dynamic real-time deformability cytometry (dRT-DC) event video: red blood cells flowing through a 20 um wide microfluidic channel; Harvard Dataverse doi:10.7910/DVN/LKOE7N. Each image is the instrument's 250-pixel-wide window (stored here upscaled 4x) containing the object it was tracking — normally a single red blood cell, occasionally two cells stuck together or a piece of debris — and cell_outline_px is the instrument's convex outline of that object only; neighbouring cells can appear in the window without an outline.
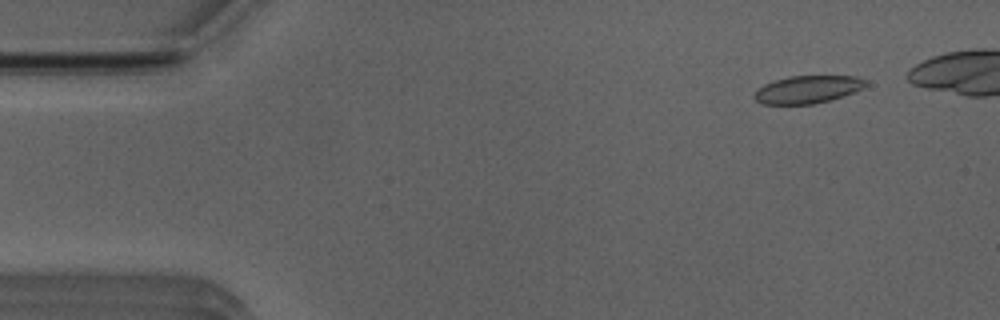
{"species": "Egyptian fruit bat (a non-hibernating species)", "species_latin": "Rousettus aegyptiacus", "temperature_condition": "room temperature", "stored_images_in_passage": 45, "camera_frame_rate_fps": 3000, "um_per_image_px": 0.085, "animal": {"sex": "male"}, "frame": {"image": 1, "passage_image": 5, "time_ms": 1.333, "image_size_px": [1000, 320], "cell_outline_px": [[868, 84], [852, 92], [828, 100], [812, 104], [760, 104], [752, 96], [756, 88], [772, 80], [788, 76], [856, 76], [864, 80]], "centroid_in_image_um": [68.53, 7.59], "position_along_channel_um": 16.5, "area_um2": 17.86}}
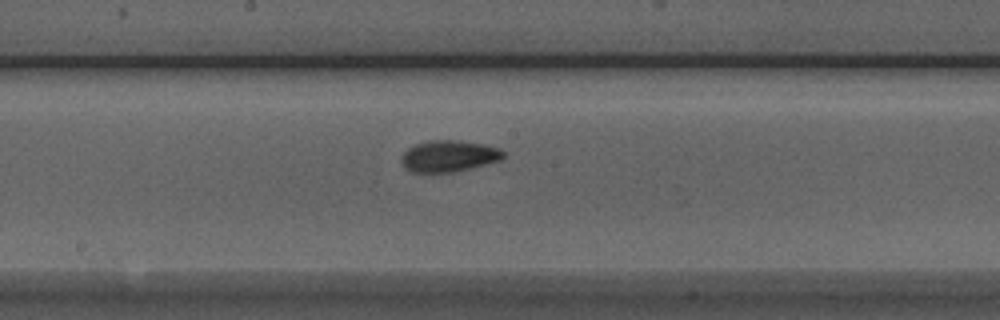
{"frame": {"image": 2, "passage_image": 27, "time_ms": 8.667, "image_size_px": [1000, 320], "cell_outline_px": [[504, 156], [500, 160], [472, 168], [452, 172], [408, 172], [404, 168], [400, 160], [404, 152], [408, 148], [416, 144], [428, 140], [460, 140], [484, 144], [500, 148], [504, 152]], "centroid_in_image_um": [38.13, 13.26], "position_along_channel_um": 210.1, "area_um2": 18.84}}
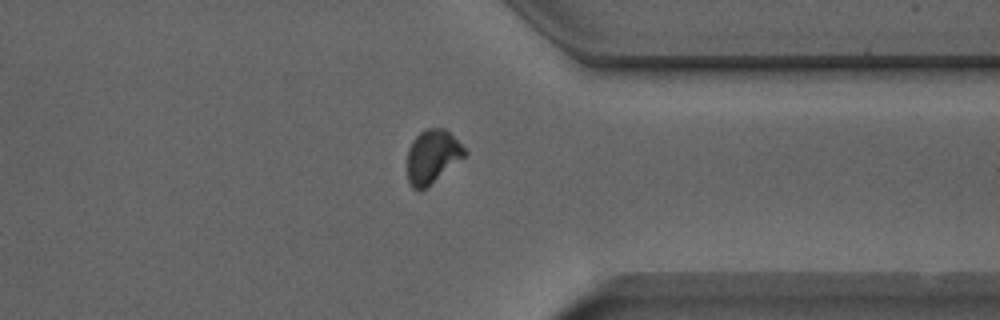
{"frame": {"image": 3, "passage_image": 40, "time_ms": 13.0, "image_size_px": [1000, 320], "cell_outline_px": [[468, 152], [464, 156], [420, 192], [412, 188], [408, 180], [408, 148], [412, 140], [420, 132], [428, 128], [444, 128]], "centroid_in_image_um": [36.71, 13.3], "position_along_channel_um": 374.7, "area_um2": 17.46}, "authors_computed_cell_mechanics": {"area_um2": 18.3226, "velocity_mm_per_s": 3.936, "shape_relaxation_time_tau1_ms": 5.0425, "shape_relaxation_time_tau2_ms": 1.3703, "deformation_change_tau1": 0.1115, "deformation_change_tau2": 0.0621}}